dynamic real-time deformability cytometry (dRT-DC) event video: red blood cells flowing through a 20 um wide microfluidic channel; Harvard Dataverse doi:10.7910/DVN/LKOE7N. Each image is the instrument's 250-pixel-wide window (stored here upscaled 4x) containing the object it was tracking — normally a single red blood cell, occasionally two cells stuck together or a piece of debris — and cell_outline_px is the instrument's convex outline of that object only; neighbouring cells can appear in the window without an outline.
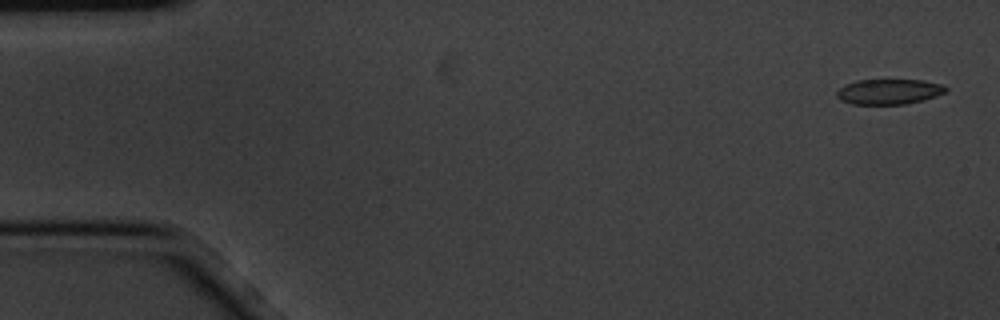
{"species": "common noctule bat (a hibernating species)", "species_latin": "Nyctalus noctula", "temperature_condition": "cold", "stored_images_in_passage": 5, "camera_frame_rate_fps": 3000, "um_per_image_px": 0.085, "animal": {"sex": "male", "body_mass_g": 20.1, "forearm_length_mm": 53.5}, "frame": {"image": 1, "passage_image": 1, "time_ms": 0.0, "image_size_px": [1000, 320], "cell_outline_px": [[948, 88], [944, 92], [936, 96], [924, 100], [908, 104], [852, 104], [840, 100], [836, 96], [836, 92], [844, 84], [856, 80], [924, 80], [944, 84]], "centroid_in_image_um": [75.56, 7.79], "position_along_channel_um": 9.4, "area_um2": 16.24}}
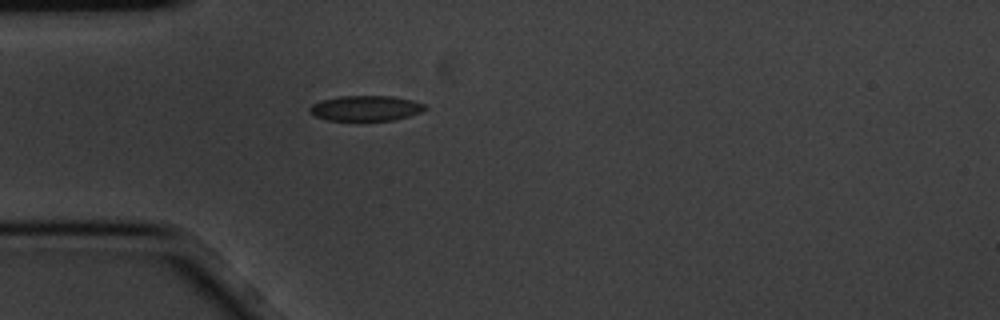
{"frame": {"image": 2, "passage_image": 5, "time_ms": 1.333, "image_size_px": [1000, 320], "cell_outline_px": [[428, 108], [420, 112], [408, 116], [392, 120], [328, 120], [316, 116], [308, 112], [308, 108], [312, 104], [324, 100], [340, 96], [392, 96], [412, 100], [424, 104]], "centroid_in_image_um": [31.08, 9.19], "position_along_channel_um": 53.9, "area_um2": 16.82}}